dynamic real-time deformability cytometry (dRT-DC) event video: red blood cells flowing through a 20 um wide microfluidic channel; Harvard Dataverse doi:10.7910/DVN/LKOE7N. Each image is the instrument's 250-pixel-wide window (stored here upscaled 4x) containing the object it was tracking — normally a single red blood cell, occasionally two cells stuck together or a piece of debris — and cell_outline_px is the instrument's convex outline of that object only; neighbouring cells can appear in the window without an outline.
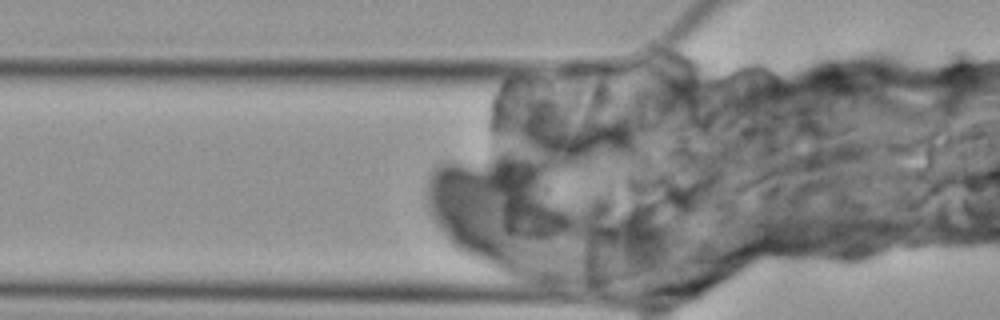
{"species": "Egyptian fruit bat (a non-hibernating species)", "species_latin": "Rousettus aegyptiacus", "temperature_condition": "cold", "stored_images_in_passage": 3, "camera_frame_rate_fps": 3000, "um_per_image_px": 0.085, "animal": {"sex": "female"}, "frame": {"image": 1, "passage_image": 3, "time_ms": 2.333, "image_size_px": [1000, 320], "cell_outline_px": [[568, 220], [548, 232], [544, 232], [504, 220], [496, 176], [500, 164], [532, 172]], "centroid_in_image_um": [44.8, 17.04], "position_along_channel_um": 81.0, "area_um2": 21.39}}